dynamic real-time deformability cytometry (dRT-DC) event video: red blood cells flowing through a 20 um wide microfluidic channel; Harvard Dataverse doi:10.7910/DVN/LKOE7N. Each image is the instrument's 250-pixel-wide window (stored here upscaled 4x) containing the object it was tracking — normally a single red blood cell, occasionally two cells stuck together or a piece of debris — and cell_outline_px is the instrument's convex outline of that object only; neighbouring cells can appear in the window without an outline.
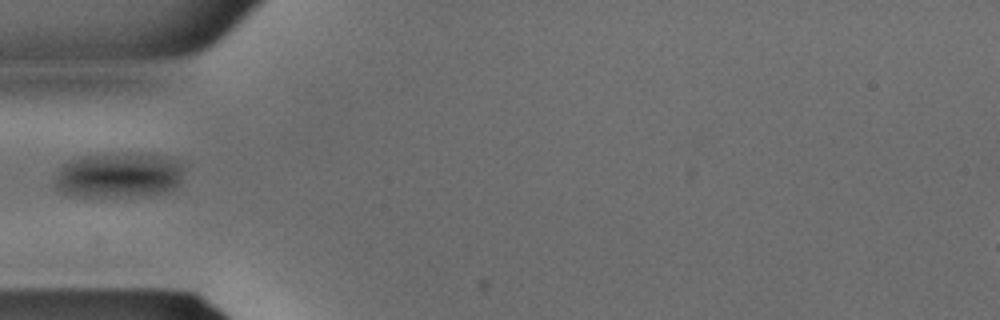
{"species": "common noctule bat (a hibernating species)", "species_latin": "Nyctalus noctula", "temperature_condition": "warm", "stored_images_in_passage": 36, "camera_frame_rate_fps": 3000, "um_per_image_px": 0.085, "animal": {"sex": "male", "body_mass_g": 15.6}, "frame": {"image": 1, "passage_image": 12, "time_ms": 3.667, "image_size_px": [1000, 320], "cell_outline_px": [[184, 168], [180, 184], [172, 192], [136, 196], [72, 196], [60, 192], [56, 188], [56, 172], [68, 160], [88, 156], [148, 152], [184, 160]], "centroid_in_image_um": [10.21, 14.89], "position_along_channel_um": 74.8, "area_um2": 34.8}}
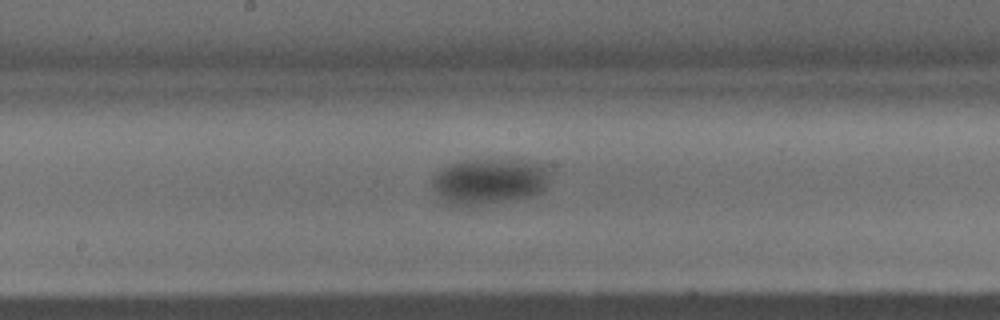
{"frame": {"image": 2, "passage_image": 19, "time_ms": 6.0, "image_size_px": [1000, 320], "cell_outline_px": [[548, 176], [544, 188], [540, 192], [528, 196], [476, 204], [448, 204], [432, 188], [432, 176], [436, 172], [452, 164], [484, 160], [512, 160], [540, 164], [548, 172]], "centroid_in_image_um": [41.54, 15.4], "position_along_channel_um": 206.7, "area_um2": 29.88}}
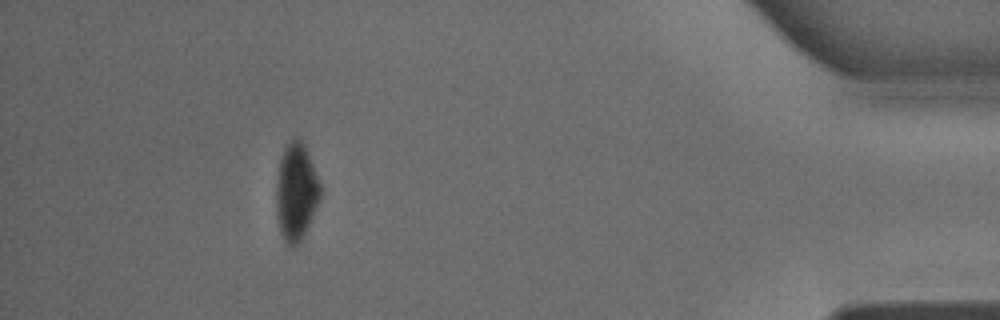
{"frame": {"image": 3, "passage_image": 33, "time_ms": 10.667, "image_size_px": [1000, 320], "cell_outline_px": [[320, 200], [300, 244], [296, 248], [288, 248], [284, 244], [280, 232], [276, 216], [276, 184], [280, 156], [284, 148], [296, 136], [300, 136], [304, 140], [320, 184]], "centroid_in_image_um": [25.16, 16.35], "position_along_channel_um": 410.0, "area_um2": 25.72}}